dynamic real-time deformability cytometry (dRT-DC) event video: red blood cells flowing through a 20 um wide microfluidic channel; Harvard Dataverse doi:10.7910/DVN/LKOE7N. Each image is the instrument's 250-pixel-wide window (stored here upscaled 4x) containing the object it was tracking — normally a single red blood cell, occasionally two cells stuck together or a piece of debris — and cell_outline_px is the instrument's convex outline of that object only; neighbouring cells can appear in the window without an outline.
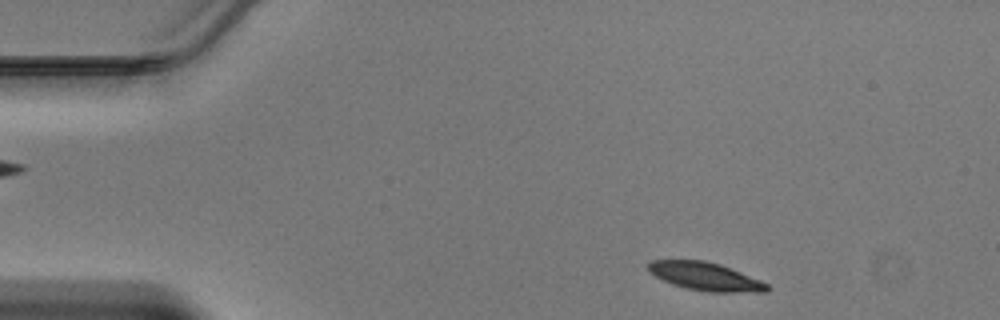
{"species": "Egyptian fruit bat (a non-hibernating species)", "species_latin": "Rousettus aegyptiacus", "temperature_condition": "warm", "stored_images_in_passage": 42, "camera_frame_rate_fps": 3000, "um_per_image_px": 0.085, "animal": {"sex": "male"}, "frame": {"image": 1, "passage_image": 2, "time_ms": 0.333, "image_size_px": [1000, 320], "cell_outline_px": [[768, 292], [708, 292], [688, 288], [672, 284], [656, 276], [648, 268], [648, 264], [652, 260], [704, 260], [720, 264], [760, 280], [768, 284]], "centroid_in_image_um": [59.98, 23.5], "position_along_channel_um": 25.0, "area_um2": 19.19}}
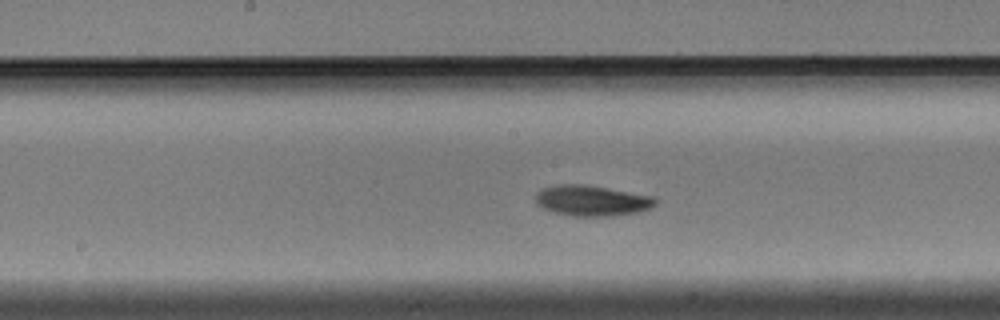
{"frame": {"image": 2, "passage_image": 19, "time_ms": 6.0, "image_size_px": [1000, 320], "cell_outline_px": [[656, 204], [648, 208], [636, 212], [608, 216], [572, 216], [556, 212], [544, 208], [536, 204], [536, 196], [544, 188], [556, 184], [584, 184], [652, 196], [656, 200]], "centroid_in_image_um": [50.29, 17.05], "position_along_channel_um": 197.9, "area_um2": 20.92}}
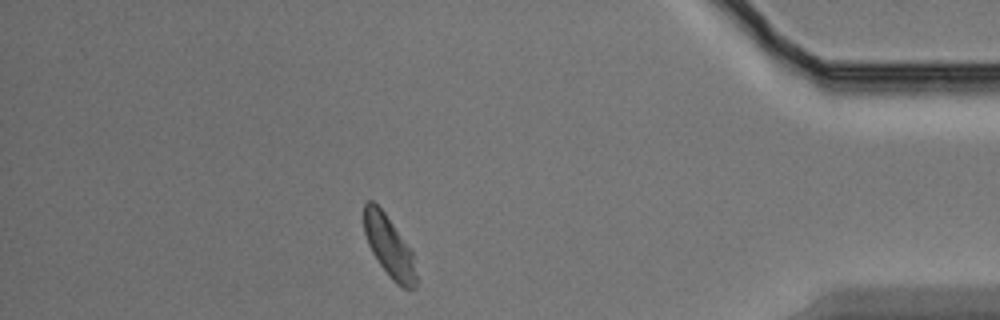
{"frame": {"image": 3, "passage_image": 36, "time_ms": 11.667, "image_size_px": [1000, 320], "cell_outline_px": [[416, 288], [408, 292], [396, 284], [392, 280], [380, 264], [372, 252], [368, 244], [364, 232], [364, 204], [368, 200], [372, 200], [384, 212], [412, 252], [416, 276]], "centroid_in_image_um": [33.07, 21.0], "position_along_channel_um": 402.1, "area_um2": 18.38}}